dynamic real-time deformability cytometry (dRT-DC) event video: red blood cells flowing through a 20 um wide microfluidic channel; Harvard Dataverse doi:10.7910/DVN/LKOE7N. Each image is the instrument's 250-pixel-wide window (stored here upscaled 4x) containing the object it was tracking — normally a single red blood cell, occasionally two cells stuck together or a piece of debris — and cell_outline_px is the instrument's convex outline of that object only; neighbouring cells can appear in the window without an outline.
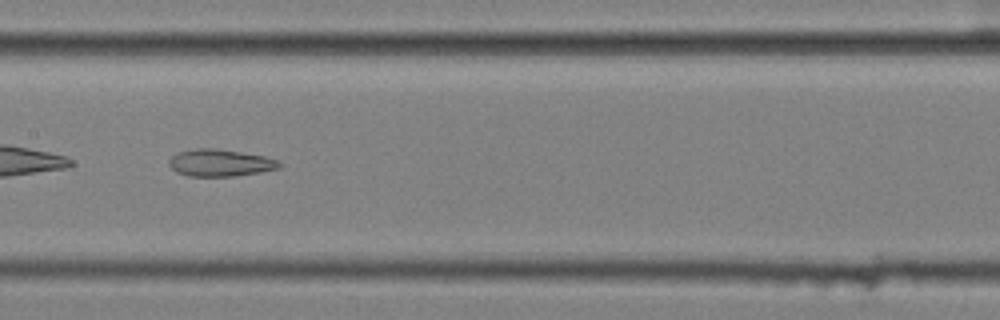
{"species": "common noctule bat (a hibernating species)", "species_latin": "Nyctalus noctula", "temperature_condition": "cold", "stored_images_in_passage": 9, "camera_frame_rate_fps": 3000, "um_per_image_px": 0.085, "animal": {"sex": "female", "body_mass_g": 25.1}, "frame": {"image": 1, "passage_image": 7, "time_ms": 2.0, "image_size_px": [1000, 320], "cell_outline_px": [[284, 164], [280, 168], [260, 172], [236, 176], [188, 176], [176, 172], [168, 164], [168, 160], [172, 156], [180, 152], [196, 148], [216, 148], [264, 156], [280, 160]], "centroid_in_image_um": [18.75, 13.84], "position_along_channel_um": 188.7, "area_um2": 17.51}}